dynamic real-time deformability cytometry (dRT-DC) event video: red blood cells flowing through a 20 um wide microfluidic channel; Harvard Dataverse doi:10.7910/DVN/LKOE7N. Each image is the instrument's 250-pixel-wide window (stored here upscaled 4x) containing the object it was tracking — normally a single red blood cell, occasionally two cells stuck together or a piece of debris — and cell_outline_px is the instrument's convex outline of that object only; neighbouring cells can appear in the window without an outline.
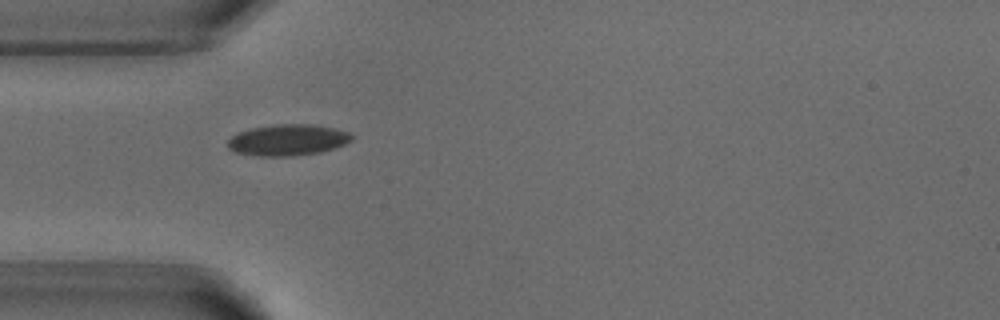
{"species": "common noctule bat (a hibernating species)", "species_latin": "Nyctalus noctula", "temperature_condition": "warm", "stored_images_in_passage": 2, "camera_frame_rate_fps": 3000, "um_per_image_px": 0.085, "animal": {"sex": "male", "body_mass_g": 18.8}, "frame": {"image": 1, "passage_image": 2, "time_ms": 1.333, "image_size_px": [1000, 320], "cell_outline_px": [[352, 140], [344, 144], [320, 152], [292, 156], [260, 156], [236, 152], [228, 148], [228, 140], [232, 136], [240, 132], [252, 128], [276, 124], [312, 124], [332, 128], [348, 132], [352, 136]], "centroid_in_image_um": [24.44, 11.9], "position_along_channel_um": 60.6, "area_um2": 22.25}}